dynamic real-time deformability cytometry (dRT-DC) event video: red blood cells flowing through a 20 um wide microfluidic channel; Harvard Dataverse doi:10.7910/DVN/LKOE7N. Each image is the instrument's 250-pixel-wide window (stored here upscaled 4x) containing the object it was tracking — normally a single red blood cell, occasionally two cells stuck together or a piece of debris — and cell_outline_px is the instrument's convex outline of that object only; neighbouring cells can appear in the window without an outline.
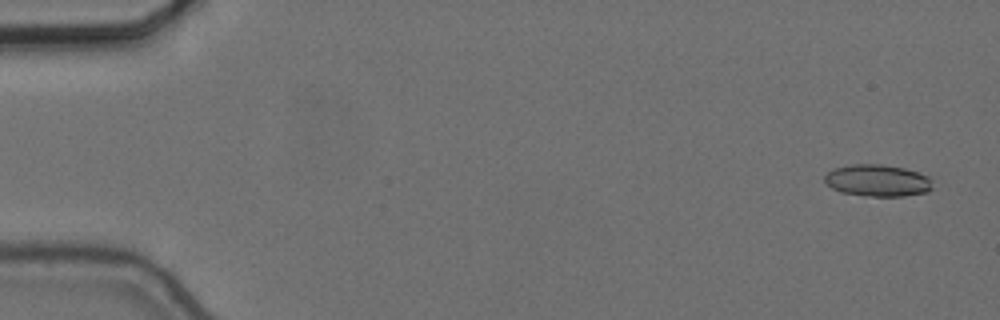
{"species": "common noctule bat (a hibernating species)", "species_latin": "Nyctalus noctula", "temperature_condition": "cold", "stored_images_in_passage": 17, "camera_frame_rate_fps": 3000, "um_per_image_px": 0.085, "animal": {"sex": "female", "body_mass_g": 24.6, "forearm_length_mm": 56.2}, "frame": {"image": 1, "passage_image": 3, "time_ms": 0.667, "image_size_px": [1000, 320], "cell_outline_px": [[932, 188], [928, 192], [904, 196], [864, 196], [840, 192], [832, 188], [824, 180], [824, 176], [828, 172], [836, 168], [852, 164], [880, 164], [904, 168], [928, 176]], "centroid_in_image_um": [74.58, 15.35], "position_along_channel_um": 10.4, "area_um2": 19.94}}
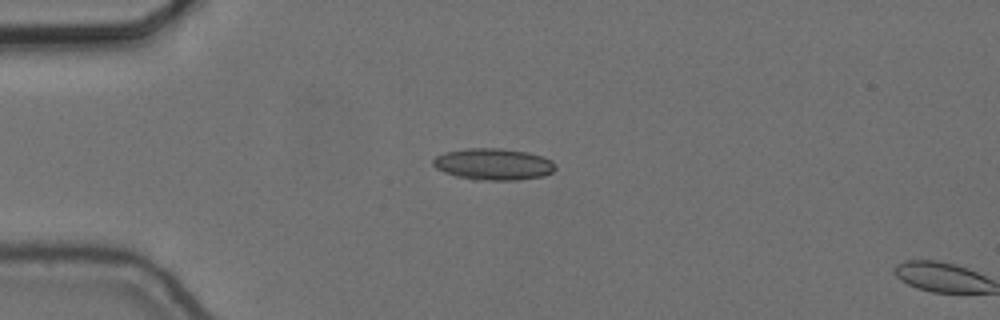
{"frame": {"image": 2, "passage_image": 15, "time_ms": 4.667, "image_size_px": [1000, 320], "cell_outline_px": [[556, 168], [552, 172], [544, 176], [516, 180], [472, 180], [456, 176], [444, 172], [436, 168], [432, 164], [432, 160], [436, 156], [444, 152], [468, 148], [500, 148], [528, 152], [552, 160], [556, 164]], "centroid_in_image_um": [41.93, 13.96], "position_along_channel_um": 43.1, "area_um2": 22.72}}